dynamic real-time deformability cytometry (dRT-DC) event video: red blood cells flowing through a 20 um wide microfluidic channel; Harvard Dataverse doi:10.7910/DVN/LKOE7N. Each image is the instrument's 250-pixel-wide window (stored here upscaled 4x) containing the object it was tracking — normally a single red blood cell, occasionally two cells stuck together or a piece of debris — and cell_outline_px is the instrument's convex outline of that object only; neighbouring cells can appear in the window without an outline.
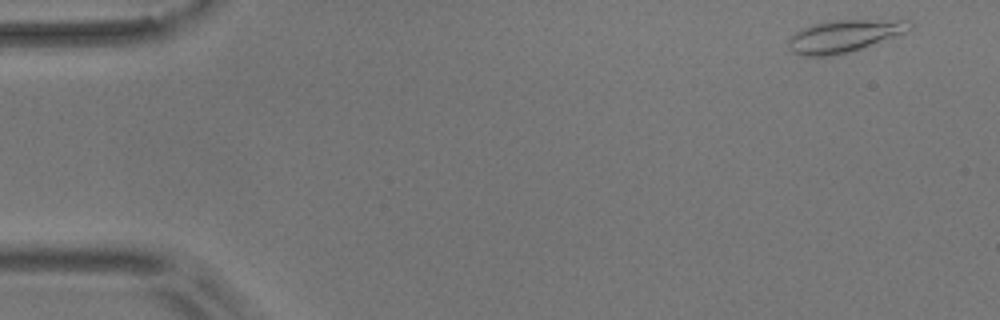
{"species": "common noctule bat (a hibernating species)", "species_latin": "Nyctalus noctula", "temperature_condition": "room temperature", "stored_images_in_passage": 54, "camera_frame_rate_fps": 3000, "um_per_image_px": 0.085, "animal": {"sex": "male", "body_mass_g": 17.9}, "frame": {"image": 1, "passage_image": 2, "time_ms": 0.333, "image_size_px": [1000, 320], "cell_outline_px": [[912, 24], [904, 32], [860, 48], [848, 52], [832, 56], [800, 56], [792, 52], [788, 48], [788, 40], [800, 28], [816, 24], [836, 20], [908, 20]], "centroid_in_image_um": [71.65, 3.07], "position_along_channel_um": 13.3, "area_um2": 22.25}}
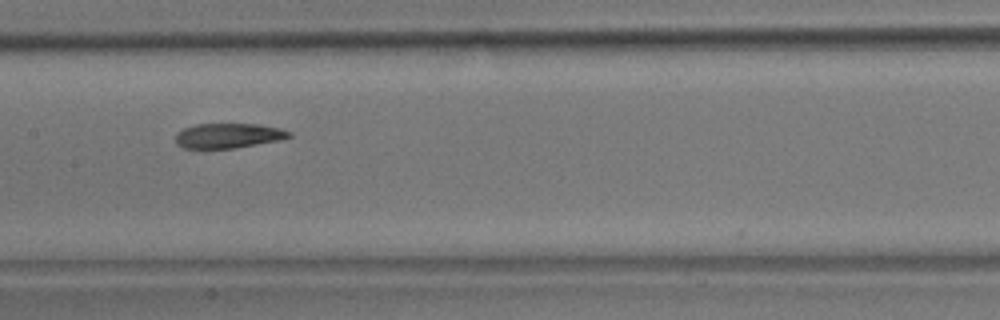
{"frame": {"image": 2, "passage_image": 26, "time_ms": 8.333, "image_size_px": [1000, 320], "cell_outline_px": [[292, 136], [280, 140], [232, 148], [184, 148], [176, 144], [176, 132], [184, 128], [196, 124], [256, 124], [280, 128], [292, 132]], "centroid_in_image_um": [19.4, 11.52], "position_along_channel_um": 188.0, "area_um2": 16.36}}
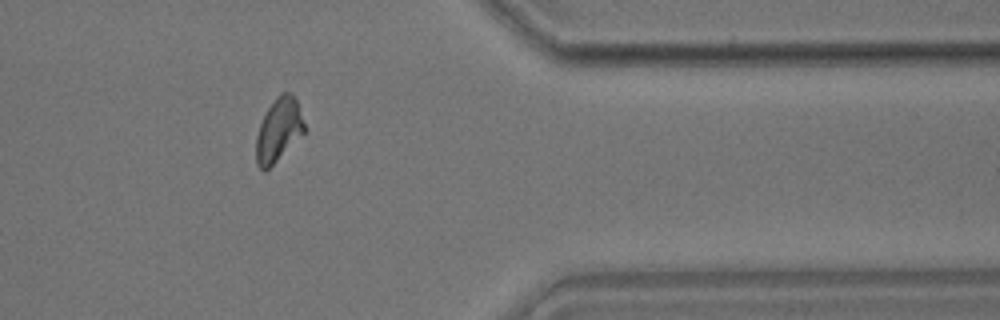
{"frame": {"image": 3, "passage_image": 44, "time_ms": 14.333, "image_size_px": [1000, 320], "cell_outline_px": [[304, 132], [264, 172], [256, 164], [256, 136], [260, 124], [268, 108], [276, 96], [280, 92], [292, 92], [296, 100], [304, 124]], "centroid_in_image_um": [23.65, 11.01], "position_along_channel_um": 387.7, "area_um2": 17.34}, "authors_computed_cell_mechanics": {"area_um2": 17.8024, "velocity_mm_per_s": 3.6241, "shape_relaxation_time_tau1_ms": 10.7318, "shape_relaxation_time_tau2_ms": 3.828, "deformation_change_tau1": 0.2639, "deformation_change_tau2": 0.1082}}